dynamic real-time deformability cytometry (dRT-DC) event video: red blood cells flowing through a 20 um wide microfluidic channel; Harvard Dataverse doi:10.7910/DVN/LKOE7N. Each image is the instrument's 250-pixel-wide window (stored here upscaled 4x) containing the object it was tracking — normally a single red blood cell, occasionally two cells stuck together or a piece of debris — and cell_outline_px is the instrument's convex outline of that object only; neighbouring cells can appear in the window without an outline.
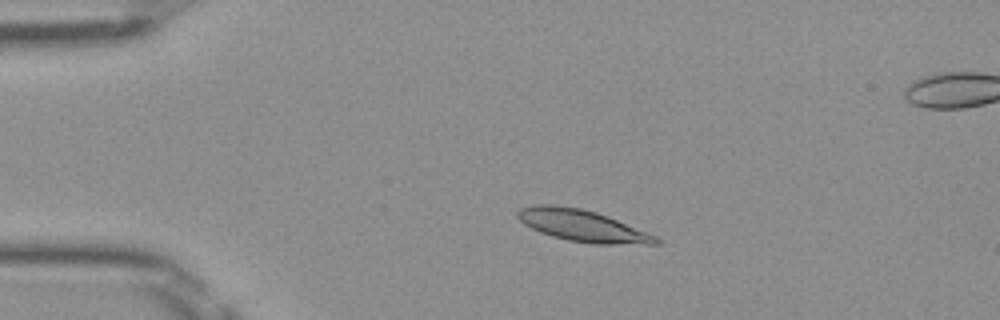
{"species": "Egyptian fruit bat (a non-hibernating species)", "species_latin": "Rousettus aegyptiacus", "temperature_condition": "room temperature", "stored_images_in_passage": 51, "segment_of_instrument_passage": [1, 2], "camera_frame_rate_fps": 3000, "um_per_image_px": 0.085, "frame": {"image": 1, "passage_image": 10, "time_ms": 3.0, "image_size_px": [1000, 320], "cell_outline_px": [[660, 244], [596, 244], [568, 240], [552, 236], [540, 232], [524, 224], [516, 216], [516, 212], [520, 208], [532, 204], [552, 204], [580, 208], [596, 212], [608, 216], [656, 236], [660, 240]], "centroid_in_image_um": [49.46, 19.17], "position_along_channel_um": 35.5, "area_um2": 25.49}}
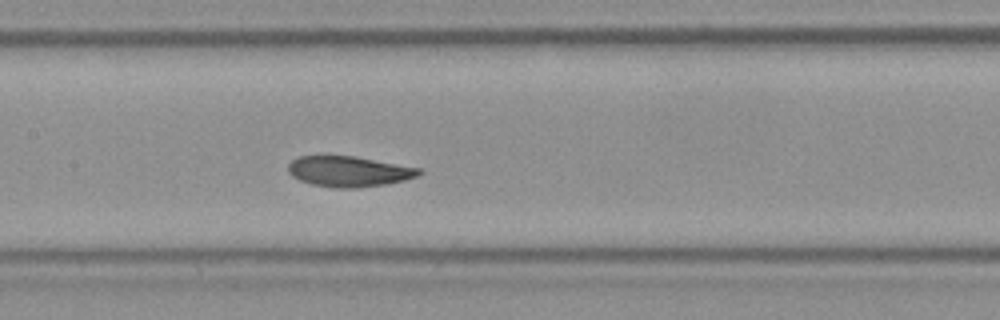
{"frame": {"image": 2, "passage_image": 24, "time_ms": 7.667, "image_size_px": [1000, 320], "cell_outline_px": [[424, 172], [416, 176], [404, 180], [384, 184], [356, 188], [336, 188], [312, 184], [300, 180], [292, 176], [288, 172], [288, 164], [292, 160], [300, 156], [356, 156], [424, 168]], "centroid_in_image_um": [29.7, 14.56], "position_along_channel_um": 177.7, "area_um2": 23.41}}
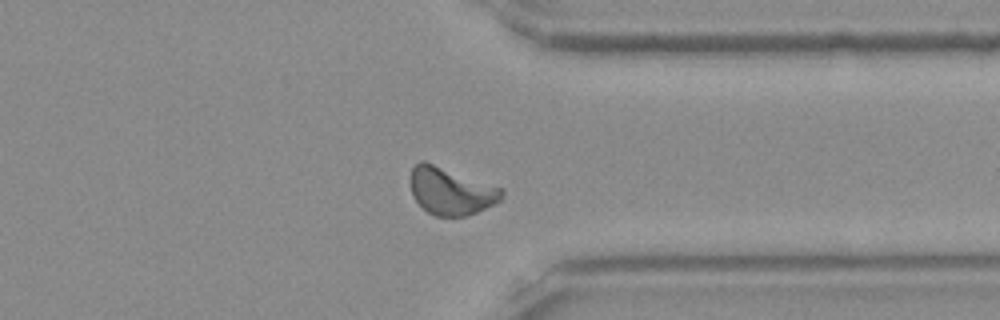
{"frame": {"image": 3, "passage_image": 39, "time_ms": 12.667, "image_size_px": [1000, 320], "cell_outline_px": [[504, 196], [500, 200], [476, 212], [464, 216], [436, 216], [428, 212], [412, 196], [412, 168], [420, 160], [424, 160], [504, 188]], "centroid_in_image_um": [38.35, 16.22], "position_along_channel_um": 373.0, "area_um2": 24.97}}